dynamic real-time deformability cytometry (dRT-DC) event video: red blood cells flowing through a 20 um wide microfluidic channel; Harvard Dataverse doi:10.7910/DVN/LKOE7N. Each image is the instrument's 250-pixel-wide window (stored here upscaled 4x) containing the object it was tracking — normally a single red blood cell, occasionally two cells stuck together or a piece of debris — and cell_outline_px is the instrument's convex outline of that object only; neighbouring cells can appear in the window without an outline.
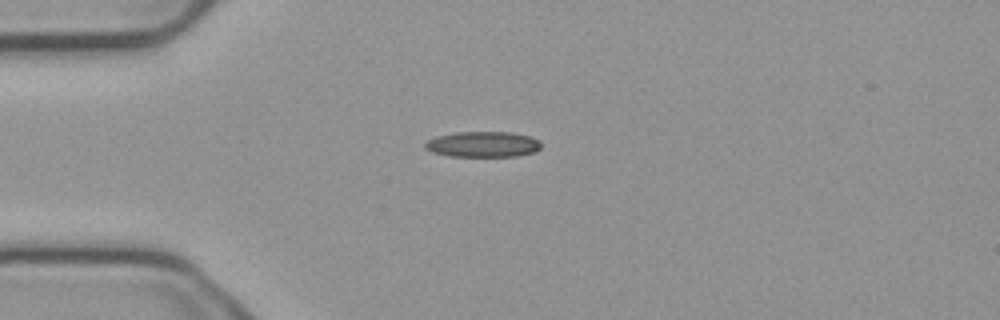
{"species": "common noctule bat (a hibernating species)", "species_latin": "Nyctalus noctula", "temperature_condition": "cold", "stored_images_in_passage": 1, "camera_frame_rate_fps": 3000, "um_per_image_px": 0.085, "animal": {"sex": "male", "body_mass_g": 23.1, "forearm_length_mm": 52.7}, "frame": {"image": 1, "passage_image": 1, "time_ms": 0.0, "image_size_px": [1000, 320], "cell_outline_px": [[540, 148], [532, 152], [516, 156], [448, 156], [432, 152], [424, 148], [424, 144], [428, 140], [436, 136], [456, 132], [512, 132], [532, 136], [540, 140]], "centroid_in_image_um": [41.04, 12.26], "position_along_channel_um": 44.0, "area_um2": 17.4}}